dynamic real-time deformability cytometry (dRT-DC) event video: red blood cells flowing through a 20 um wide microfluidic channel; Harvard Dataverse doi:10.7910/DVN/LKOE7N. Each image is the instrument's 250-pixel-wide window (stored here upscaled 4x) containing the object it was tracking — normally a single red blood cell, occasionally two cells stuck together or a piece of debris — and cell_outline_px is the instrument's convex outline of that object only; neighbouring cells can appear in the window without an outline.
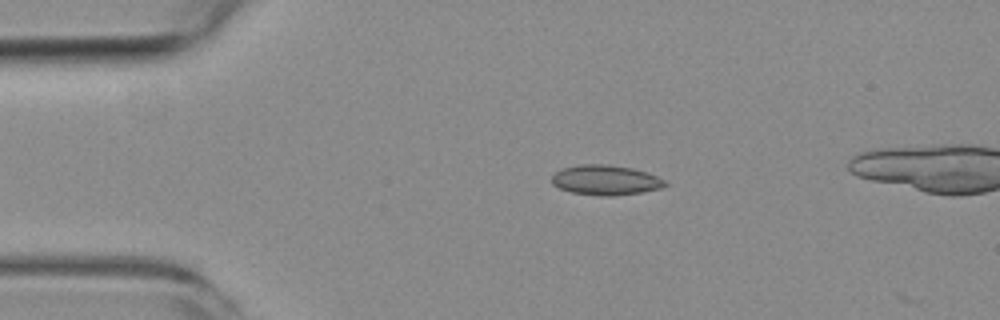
{"species": "common noctule bat (a hibernating species)", "species_latin": "Nyctalus noctula", "temperature_condition": "room temperature", "stored_images_in_passage": 4, "camera_frame_rate_fps": 3000, "um_per_image_px": 0.085, "animal": {"sex": "female", "body_mass_g": 19.3, "forearm_length_mm": 54.1}, "frame": {"image": 1, "passage_image": 3, "time_ms": 2.667, "image_size_px": [1000, 320], "cell_outline_px": [[668, 184], [660, 188], [640, 192], [612, 196], [600, 196], [572, 192], [560, 188], [552, 184], [552, 176], [560, 168], [580, 164], [608, 164], [632, 168], [648, 172], [664, 180]], "centroid_in_image_um": [51.45, 15.29], "position_along_channel_um": 33.5, "area_um2": 19.77}}